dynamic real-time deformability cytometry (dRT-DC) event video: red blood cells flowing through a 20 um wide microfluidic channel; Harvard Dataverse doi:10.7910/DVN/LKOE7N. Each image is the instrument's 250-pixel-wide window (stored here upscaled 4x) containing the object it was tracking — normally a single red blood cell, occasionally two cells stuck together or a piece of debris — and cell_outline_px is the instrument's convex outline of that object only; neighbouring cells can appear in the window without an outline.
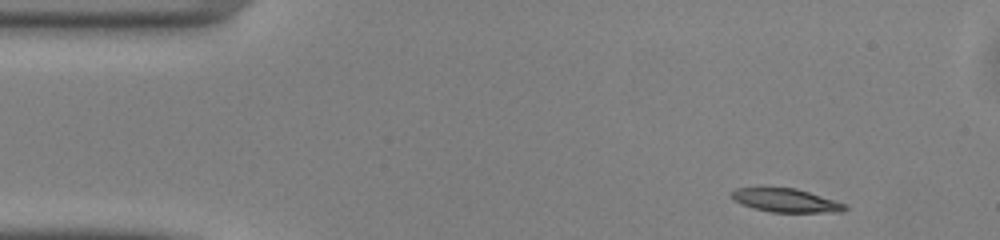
{"species": "common noctule bat (a hibernating species)", "species_latin": "Nyctalus noctula", "temperature_condition": "warm", "stored_images_in_passage": 46, "segment_of_instrument_passage": [1, 2], "camera_frame_rate_fps": 3000, "um_per_image_px": 0.085, "animal": {"sex": "male", "body_mass_g": 13.0, "forearm_length_mm": 53.1}, "frame": {"image": 1, "passage_image": 1, "time_ms": 0.0, "image_size_px": [1000, 240], "cell_outline_px": [[848, 208], [840, 212], [772, 212], [752, 208], [740, 204], [732, 200], [728, 192], [736, 188], [796, 188], [844, 204]], "centroid_in_image_um": [66.69, 17.04], "position_along_channel_um": 18.3, "area_um2": 15.43}}
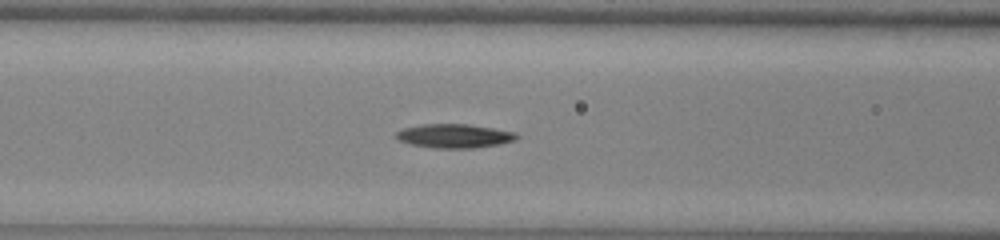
{"frame": {"image": 2, "passage_image": 15, "time_ms": 4.667, "image_size_px": [1000, 240], "cell_outline_px": [[520, 136], [516, 140], [500, 144], [472, 148], [436, 148], [412, 144], [400, 140], [396, 136], [396, 132], [404, 128], [420, 124], [468, 124], [516, 132]], "centroid_in_image_um": [38.67, 11.55], "position_along_channel_um": 127.9, "area_um2": 16.7}}
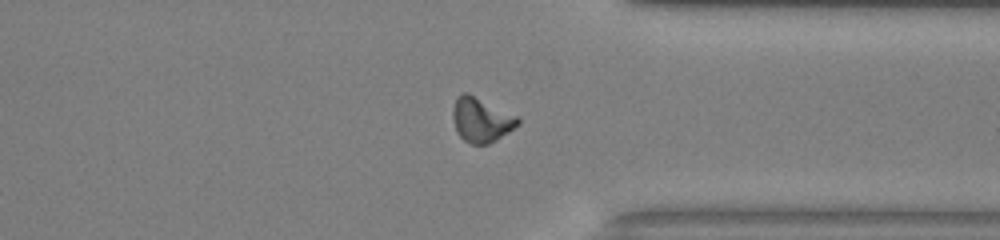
{"frame": {"image": 3, "passage_image": 33, "time_ms": 10.667, "image_size_px": [1000, 240], "cell_outline_px": [[520, 124], [496, 140], [488, 144], [472, 144], [464, 140], [456, 132], [452, 116], [452, 108], [456, 96], [464, 92], [468, 92], [520, 116]], "centroid_in_image_um": [40.91, 10.16], "position_along_channel_um": 370.5, "area_um2": 17.28}}